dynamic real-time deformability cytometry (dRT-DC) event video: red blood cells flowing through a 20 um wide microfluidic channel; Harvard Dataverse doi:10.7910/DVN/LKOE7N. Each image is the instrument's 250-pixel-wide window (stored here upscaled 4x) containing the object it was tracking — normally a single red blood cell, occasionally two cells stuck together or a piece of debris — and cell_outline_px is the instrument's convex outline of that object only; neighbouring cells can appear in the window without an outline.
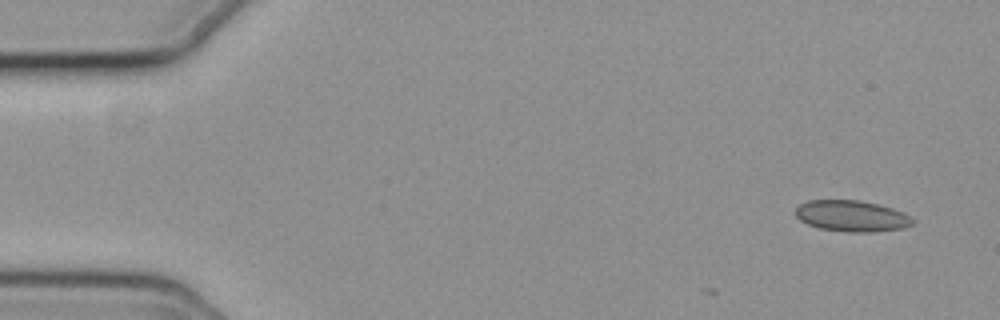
{"species": "common noctule bat (a hibernating species)", "species_latin": "Nyctalus noctula", "temperature_condition": "cold", "stored_images_in_passage": 7, "camera_frame_rate_fps": 3000, "um_per_image_px": 0.085, "animal": {"sex": "female", "body_mass_g": 19.3, "forearm_length_mm": 54.1}, "frame": {"image": 1, "passage_image": 1, "time_ms": 0.0, "image_size_px": [1000, 320], "cell_outline_px": [[916, 220], [912, 224], [904, 228], [872, 232], [848, 232], [820, 228], [808, 224], [800, 220], [796, 216], [796, 208], [800, 204], [808, 200], [860, 200], [892, 208], [904, 212], [912, 216]], "centroid_in_image_um": [72.43, 18.36], "position_along_channel_um": 12.6, "area_um2": 21.33}}